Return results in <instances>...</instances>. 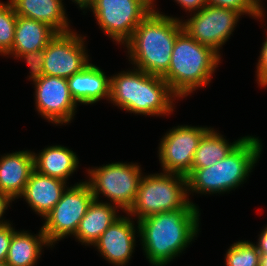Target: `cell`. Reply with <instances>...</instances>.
I'll use <instances>...</instances> for the list:
<instances>
[{
	"label": "cell",
	"mask_w": 267,
	"mask_h": 266,
	"mask_svg": "<svg viewBox=\"0 0 267 266\" xmlns=\"http://www.w3.org/2000/svg\"><path fill=\"white\" fill-rule=\"evenodd\" d=\"M198 220L199 211L191 202L182 209L139 220L137 227L149 262L163 266L178 256L197 234Z\"/></svg>",
	"instance_id": "cell-1"
},
{
	"label": "cell",
	"mask_w": 267,
	"mask_h": 266,
	"mask_svg": "<svg viewBox=\"0 0 267 266\" xmlns=\"http://www.w3.org/2000/svg\"><path fill=\"white\" fill-rule=\"evenodd\" d=\"M182 30V21L153 9L126 42L129 57L141 71L162 77L168 71L174 43Z\"/></svg>",
	"instance_id": "cell-2"
},
{
	"label": "cell",
	"mask_w": 267,
	"mask_h": 266,
	"mask_svg": "<svg viewBox=\"0 0 267 266\" xmlns=\"http://www.w3.org/2000/svg\"><path fill=\"white\" fill-rule=\"evenodd\" d=\"M110 101L131 113L161 115L173 111L178 97L161 77L136 69L110 78Z\"/></svg>",
	"instance_id": "cell-3"
},
{
	"label": "cell",
	"mask_w": 267,
	"mask_h": 266,
	"mask_svg": "<svg viewBox=\"0 0 267 266\" xmlns=\"http://www.w3.org/2000/svg\"><path fill=\"white\" fill-rule=\"evenodd\" d=\"M219 60L216 51L200 44L183 29L177 35L168 71L162 78L178 97H183L209 83Z\"/></svg>",
	"instance_id": "cell-4"
},
{
	"label": "cell",
	"mask_w": 267,
	"mask_h": 266,
	"mask_svg": "<svg viewBox=\"0 0 267 266\" xmlns=\"http://www.w3.org/2000/svg\"><path fill=\"white\" fill-rule=\"evenodd\" d=\"M258 138H245L222 160L210 167L195 169L187 177V189L219 193L239 186L249 175L261 154Z\"/></svg>",
	"instance_id": "cell-5"
},
{
	"label": "cell",
	"mask_w": 267,
	"mask_h": 266,
	"mask_svg": "<svg viewBox=\"0 0 267 266\" xmlns=\"http://www.w3.org/2000/svg\"><path fill=\"white\" fill-rule=\"evenodd\" d=\"M186 188L187 177L181 174L164 172L143 176L134 204L127 213L137 215L139 221L157 213L182 209L190 202Z\"/></svg>",
	"instance_id": "cell-6"
},
{
	"label": "cell",
	"mask_w": 267,
	"mask_h": 266,
	"mask_svg": "<svg viewBox=\"0 0 267 266\" xmlns=\"http://www.w3.org/2000/svg\"><path fill=\"white\" fill-rule=\"evenodd\" d=\"M153 0H91L101 29L117 42L126 43L139 23L153 10Z\"/></svg>",
	"instance_id": "cell-7"
},
{
	"label": "cell",
	"mask_w": 267,
	"mask_h": 266,
	"mask_svg": "<svg viewBox=\"0 0 267 266\" xmlns=\"http://www.w3.org/2000/svg\"><path fill=\"white\" fill-rule=\"evenodd\" d=\"M91 188L94 199L99 192L104 194L117 207L128 211L136 199L141 181L140 168L136 164L112 163L89 170Z\"/></svg>",
	"instance_id": "cell-8"
},
{
	"label": "cell",
	"mask_w": 267,
	"mask_h": 266,
	"mask_svg": "<svg viewBox=\"0 0 267 266\" xmlns=\"http://www.w3.org/2000/svg\"><path fill=\"white\" fill-rule=\"evenodd\" d=\"M64 191L61 199L44 217L42 230L51 246L67 235H75L79 223L94 200L87 182L74 185Z\"/></svg>",
	"instance_id": "cell-9"
},
{
	"label": "cell",
	"mask_w": 267,
	"mask_h": 266,
	"mask_svg": "<svg viewBox=\"0 0 267 266\" xmlns=\"http://www.w3.org/2000/svg\"><path fill=\"white\" fill-rule=\"evenodd\" d=\"M241 14L237 11L206 5L183 22V29L200 44L209 46L219 54Z\"/></svg>",
	"instance_id": "cell-10"
},
{
	"label": "cell",
	"mask_w": 267,
	"mask_h": 266,
	"mask_svg": "<svg viewBox=\"0 0 267 266\" xmlns=\"http://www.w3.org/2000/svg\"><path fill=\"white\" fill-rule=\"evenodd\" d=\"M69 31L57 33L44 48V75L70 78L90 63L83 39Z\"/></svg>",
	"instance_id": "cell-11"
},
{
	"label": "cell",
	"mask_w": 267,
	"mask_h": 266,
	"mask_svg": "<svg viewBox=\"0 0 267 266\" xmlns=\"http://www.w3.org/2000/svg\"><path fill=\"white\" fill-rule=\"evenodd\" d=\"M208 129L178 126L170 130L159 147L163 171L186 176L191 171L198 144Z\"/></svg>",
	"instance_id": "cell-12"
},
{
	"label": "cell",
	"mask_w": 267,
	"mask_h": 266,
	"mask_svg": "<svg viewBox=\"0 0 267 266\" xmlns=\"http://www.w3.org/2000/svg\"><path fill=\"white\" fill-rule=\"evenodd\" d=\"M37 109L54 123H67L74 116V101L66 78L43 75L35 81Z\"/></svg>",
	"instance_id": "cell-13"
},
{
	"label": "cell",
	"mask_w": 267,
	"mask_h": 266,
	"mask_svg": "<svg viewBox=\"0 0 267 266\" xmlns=\"http://www.w3.org/2000/svg\"><path fill=\"white\" fill-rule=\"evenodd\" d=\"M134 235V224L129 217H120L103 232L94 245L110 263L123 266L132 255Z\"/></svg>",
	"instance_id": "cell-14"
},
{
	"label": "cell",
	"mask_w": 267,
	"mask_h": 266,
	"mask_svg": "<svg viewBox=\"0 0 267 266\" xmlns=\"http://www.w3.org/2000/svg\"><path fill=\"white\" fill-rule=\"evenodd\" d=\"M34 168V153L19 151L0 159V191L12 199L21 197Z\"/></svg>",
	"instance_id": "cell-15"
},
{
	"label": "cell",
	"mask_w": 267,
	"mask_h": 266,
	"mask_svg": "<svg viewBox=\"0 0 267 266\" xmlns=\"http://www.w3.org/2000/svg\"><path fill=\"white\" fill-rule=\"evenodd\" d=\"M65 186L64 180L34 170L21 196H24L35 212L45 217L61 199Z\"/></svg>",
	"instance_id": "cell-16"
},
{
	"label": "cell",
	"mask_w": 267,
	"mask_h": 266,
	"mask_svg": "<svg viewBox=\"0 0 267 266\" xmlns=\"http://www.w3.org/2000/svg\"><path fill=\"white\" fill-rule=\"evenodd\" d=\"M70 93L77 103L92 104L103 97L110 98V78L93 64L67 78Z\"/></svg>",
	"instance_id": "cell-17"
},
{
	"label": "cell",
	"mask_w": 267,
	"mask_h": 266,
	"mask_svg": "<svg viewBox=\"0 0 267 266\" xmlns=\"http://www.w3.org/2000/svg\"><path fill=\"white\" fill-rule=\"evenodd\" d=\"M18 16L43 22L57 33H67L68 21L62 0H10Z\"/></svg>",
	"instance_id": "cell-18"
},
{
	"label": "cell",
	"mask_w": 267,
	"mask_h": 266,
	"mask_svg": "<svg viewBox=\"0 0 267 266\" xmlns=\"http://www.w3.org/2000/svg\"><path fill=\"white\" fill-rule=\"evenodd\" d=\"M56 34L53 28L43 22L17 15L14 43L8 54L17 57L18 54L42 50Z\"/></svg>",
	"instance_id": "cell-19"
},
{
	"label": "cell",
	"mask_w": 267,
	"mask_h": 266,
	"mask_svg": "<svg viewBox=\"0 0 267 266\" xmlns=\"http://www.w3.org/2000/svg\"><path fill=\"white\" fill-rule=\"evenodd\" d=\"M115 206L98 203V199H94L81 219L74 236L82 243L93 245L103 232L119 218L116 215Z\"/></svg>",
	"instance_id": "cell-20"
},
{
	"label": "cell",
	"mask_w": 267,
	"mask_h": 266,
	"mask_svg": "<svg viewBox=\"0 0 267 266\" xmlns=\"http://www.w3.org/2000/svg\"><path fill=\"white\" fill-rule=\"evenodd\" d=\"M78 162L75 153L63 146L45 148L39 156L34 154V168L38 173L59 178L65 182L76 170Z\"/></svg>",
	"instance_id": "cell-21"
},
{
	"label": "cell",
	"mask_w": 267,
	"mask_h": 266,
	"mask_svg": "<svg viewBox=\"0 0 267 266\" xmlns=\"http://www.w3.org/2000/svg\"><path fill=\"white\" fill-rule=\"evenodd\" d=\"M49 243L42 228L37 236L26 232H14L10 241L6 263L9 266H34L42 246Z\"/></svg>",
	"instance_id": "cell-22"
},
{
	"label": "cell",
	"mask_w": 267,
	"mask_h": 266,
	"mask_svg": "<svg viewBox=\"0 0 267 266\" xmlns=\"http://www.w3.org/2000/svg\"><path fill=\"white\" fill-rule=\"evenodd\" d=\"M244 138L238 139L231 145L219 133L209 128L198 144L191 171L186 177L195 169L210 167L224 159Z\"/></svg>",
	"instance_id": "cell-23"
},
{
	"label": "cell",
	"mask_w": 267,
	"mask_h": 266,
	"mask_svg": "<svg viewBox=\"0 0 267 266\" xmlns=\"http://www.w3.org/2000/svg\"><path fill=\"white\" fill-rule=\"evenodd\" d=\"M226 266H260L261 253L248 241L234 243L226 253Z\"/></svg>",
	"instance_id": "cell-24"
},
{
	"label": "cell",
	"mask_w": 267,
	"mask_h": 266,
	"mask_svg": "<svg viewBox=\"0 0 267 266\" xmlns=\"http://www.w3.org/2000/svg\"><path fill=\"white\" fill-rule=\"evenodd\" d=\"M17 14L14 6L0 2V53L8 54L12 50L16 28Z\"/></svg>",
	"instance_id": "cell-25"
},
{
	"label": "cell",
	"mask_w": 267,
	"mask_h": 266,
	"mask_svg": "<svg viewBox=\"0 0 267 266\" xmlns=\"http://www.w3.org/2000/svg\"><path fill=\"white\" fill-rule=\"evenodd\" d=\"M207 5L226 8L239 12L240 14H249L253 17L261 18L263 10L260 6V0H206Z\"/></svg>",
	"instance_id": "cell-26"
},
{
	"label": "cell",
	"mask_w": 267,
	"mask_h": 266,
	"mask_svg": "<svg viewBox=\"0 0 267 266\" xmlns=\"http://www.w3.org/2000/svg\"><path fill=\"white\" fill-rule=\"evenodd\" d=\"M20 56L22 58L24 57L30 66V78H32L34 82L39 80L44 75V49L17 55V57Z\"/></svg>",
	"instance_id": "cell-27"
},
{
	"label": "cell",
	"mask_w": 267,
	"mask_h": 266,
	"mask_svg": "<svg viewBox=\"0 0 267 266\" xmlns=\"http://www.w3.org/2000/svg\"><path fill=\"white\" fill-rule=\"evenodd\" d=\"M15 230L11 224L0 225V261H6L9 245Z\"/></svg>",
	"instance_id": "cell-28"
},
{
	"label": "cell",
	"mask_w": 267,
	"mask_h": 266,
	"mask_svg": "<svg viewBox=\"0 0 267 266\" xmlns=\"http://www.w3.org/2000/svg\"><path fill=\"white\" fill-rule=\"evenodd\" d=\"M257 79L261 86H267V38L263 43L257 66Z\"/></svg>",
	"instance_id": "cell-29"
},
{
	"label": "cell",
	"mask_w": 267,
	"mask_h": 266,
	"mask_svg": "<svg viewBox=\"0 0 267 266\" xmlns=\"http://www.w3.org/2000/svg\"><path fill=\"white\" fill-rule=\"evenodd\" d=\"M177 1L185 10L193 11L198 10L200 11L207 5L206 0H175Z\"/></svg>",
	"instance_id": "cell-30"
},
{
	"label": "cell",
	"mask_w": 267,
	"mask_h": 266,
	"mask_svg": "<svg viewBox=\"0 0 267 266\" xmlns=\"http://www.w3.org/2000/svg\"><path fill=\"white\" fill-rule=\"evenodd\" d=\"M13 200L9 195L0 191V218L3 216L4 211L7 209L8 203ZM7 222L0 221V225L6 224Z\"/></svg>",
	"instance_id": "cell-31"
},
{
	"label": "cell",
	"mask_w": 267,
	"mask_h": 266,
	"mask_svg": "<svg viewBox=\"0 0 267 266\" xmlns=\"http://www.w3.org/2000/svg\"><path fill=\"white\" fill-rule=\"evenodd\" d=\"M258 248V251L261 253V255L267 254V227L264 231H262L258 245H256Z\"/></svg>",
	"instance_id": "cell-32"
},
{
	"label": "cell",
	"mask_w": 267,
	"mask_h": 266,
	"mask_svg": "<svg viewBox=\"0 0 267 266\" xmlns=\"http://www.w3.org/2000/svg\"><path fill=\"white\" fill-rule=\"evenodd\" d=\"M80 8H87L91 2V0H74Z\"/></svg>",
	"instance_id": "cell-33"
},
{
	"label": "cell",
	"mask_w": 267,
	"mask_h": 266,
	"mask_svg": "<svg viewBox=\"0 0 267 266\" xmlns=\"http://www.w3.org/2000/svg\"><path fill=\"white\" fill-rule=\"evenodd\" d=\"M260 266H267V254L261 255Z\"/></svg>",
	"instance_id": "cell-34"
},
{
	"label": "cell",
	"mask_w": 267,
	"mask_h": 266,
	"mask_svg": "<svg viewBox=\"0 0 267 266\" xmlns=\"http://www.w3.org/2000/svg\"><path fill=\"white\" fill-rule=\"evenodd\" d=\"M0 266H9L6 261H0Z\"/></svg>",
	"instance_id": "cell-35"
}]
</instances>
